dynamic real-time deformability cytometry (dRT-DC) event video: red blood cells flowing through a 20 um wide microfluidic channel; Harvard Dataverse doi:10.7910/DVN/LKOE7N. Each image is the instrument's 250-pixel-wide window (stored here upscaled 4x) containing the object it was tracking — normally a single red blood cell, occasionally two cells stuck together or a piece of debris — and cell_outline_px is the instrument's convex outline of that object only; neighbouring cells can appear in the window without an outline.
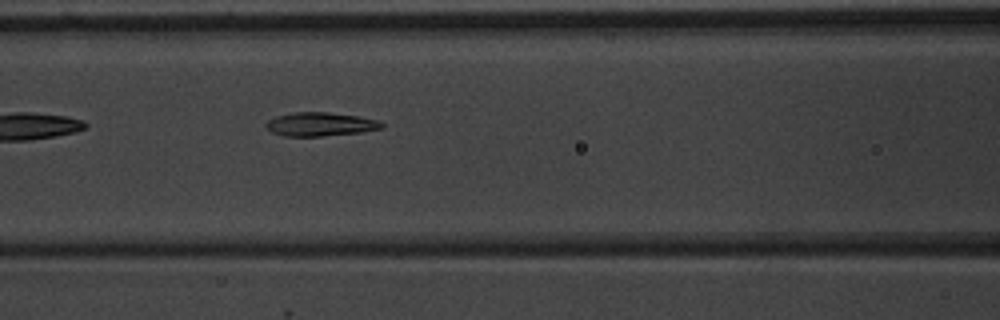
{"species": "common noctule bat (a hibernating species)", "species_latin": "Nyctalus noctula", "temperature_condition": "warm", "stored_images_in_passage": 7, "camera_frame_rate_fps": 3000, "um_per_image_px": 0.085, "animal": {"sex": "male", "body_mass_g": 20.1, "forearm_length_mm": 53.5}, "frame": {"image": 1, "passage_image": 7, "time_ms": 7.0, "image_size_px": [1000, 320], "cell_outline_px": [[384, 128], [360, 132], [324, 136], [284, 136], [272, 132], [264, 124], [268, 120], [276, 116], [292, 112], [328, 112], [356, 116], [380, 120], [384, 124]], "centroid_in_image_um": [27.23, 10.56], "position_along_channel_um": 139.4, "area_um2": 16.01}}